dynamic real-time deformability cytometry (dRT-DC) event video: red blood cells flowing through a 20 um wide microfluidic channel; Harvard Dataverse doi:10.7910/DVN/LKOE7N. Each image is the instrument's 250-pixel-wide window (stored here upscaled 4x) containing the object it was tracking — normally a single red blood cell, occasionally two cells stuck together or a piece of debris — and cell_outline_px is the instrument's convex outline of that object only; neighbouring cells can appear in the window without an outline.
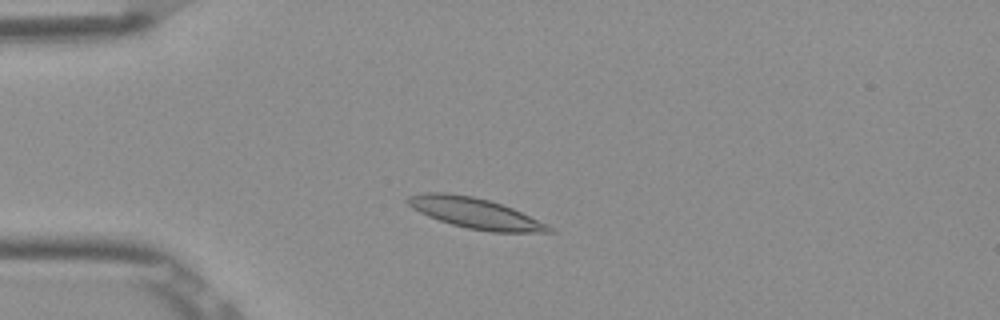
{"species": "Egyptian fruit bat (a non-hibernating species)", "species_latin": "Rousettus aegyptiacus", "temperature_condition": "room temperature", "stored_images_in_passage": 48, "camera_frame_rate_fps": 3000, "um_per_image_px": 0.085, "frame": {"image": 1, "passage_image": 9, "time_ms": 2.667, "image_size_px": [1000, 320], "cell_outline_px": [[556, 232], [492, 232], [468, 228], [452, 224], [428, 216], [412, 208], [404, 200], [408, 196], [428, 192], [448, 192], [472, 196], [488, 200], [512, 208], [548, 224]], "centroid_in_image_um": [40.38, 18.11], "position_along_channel_um": 44.6, "area_um2": 24.97}}
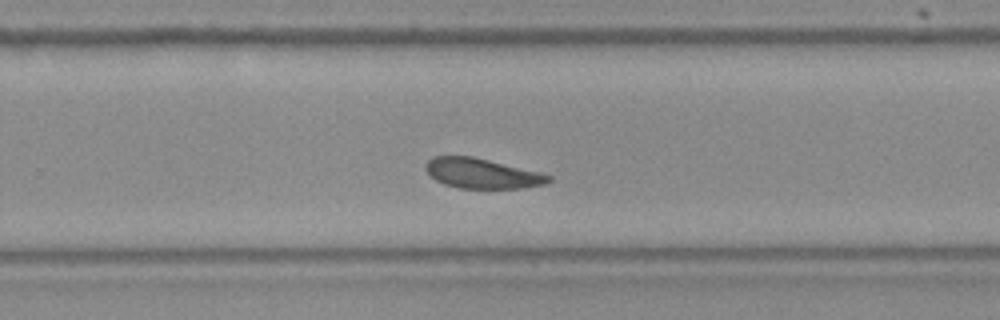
{"frame": {"image": 2, "passage_image": 30, "time_ms": 9.667, "image_size_px": [1000, 320], "cell_outline_px": [[552, 180], [544, 184], [520, 188], [460, 188], [444, 184], [436, 180], [424, 168], [424, 164], [432, 156], [472, 156], [540, 172], [552, 176]], "centroid_in_image_um": [40.95, 14.73], "position_along_channel_um": 288.8, "area_um2": 21.39}}
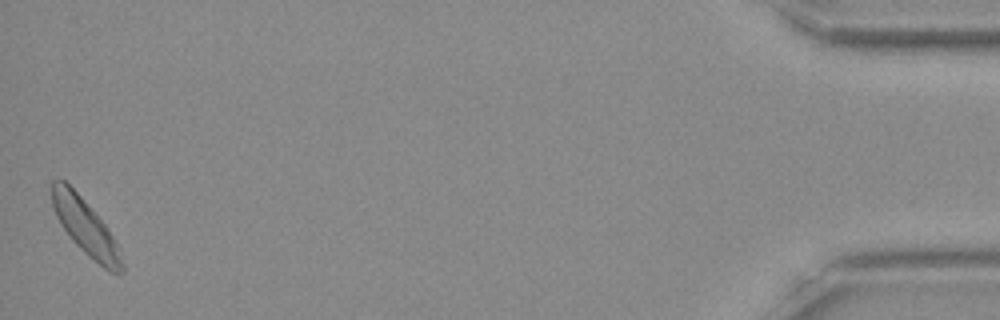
{"frame": {"image": 3, "passage_image": 48, "time_ms": 15.667, "image_size_px": [1000, 320], "cell_outline_px": [[124, 272], [112, 272], [104, 268], [88, 256], [72, 240], [60, 224], [56, 216], [52, 204], [52, 180], [64, 180], [80, 196], [108, 228], [116, 240], [120, 248], [124, 264]], "centroid_in_image_um": [7.3, 19.34], "position_along_channel_um": 427.9, "area_um2": 22.48}, "authors_computed_cell_mechanics": {"area_um2": 22.4842, "velocity_mm_per_s": 3.8167, "shape_relaxation_time_tau1_ms": 3.3308, "shape_relaxation_time_tau2_ms": 3.9158, "deformation_change_tau1": 0.0841, "deformation_change_tau2": 0.0733}}